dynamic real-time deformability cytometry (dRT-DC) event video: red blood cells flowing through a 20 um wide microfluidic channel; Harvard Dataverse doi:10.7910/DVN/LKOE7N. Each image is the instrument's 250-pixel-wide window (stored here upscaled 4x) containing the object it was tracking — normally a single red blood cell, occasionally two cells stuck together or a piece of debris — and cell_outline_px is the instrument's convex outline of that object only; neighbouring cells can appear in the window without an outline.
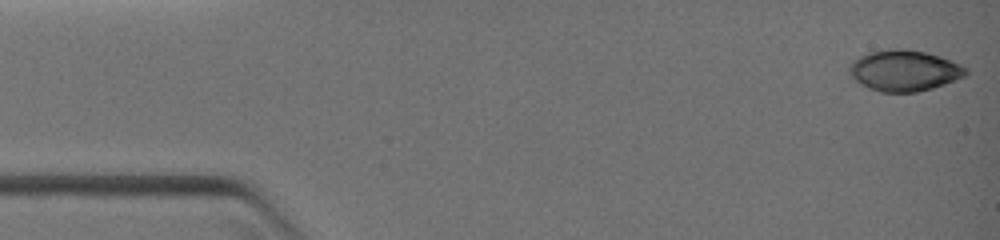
{"species": "common noctule bat (a hibernating species)", "species_latin": "Nyctalus noctula", "temperature_condition": "warm", "stored_images_in_passage": 36, "camera_frame_rate_fps": 3000, "um_per_image_px": 0.085, "animal": {"sex": "female", "body_mass_g": 19.0, "forearm_length_mm": 51.5}, "frame": {"image": 1, "passage_image": 1, "time_ms": 0.0, "image_size_px": [1000, 240], "cell_outline_px": [[968, 72], [964, 76], [944, 84], [932, 88], [916, 92], [880, 92], [868, 88], [856, 80], [848, 72], [848, 68], [852, 60], [860, 56], [872, 52], [924, 52], [948, 60], [968, 68]], "centroid_in_image_um": [76.84, 6.06], "position_along_channel_um": 8.2, "area_um2": 26.59}}
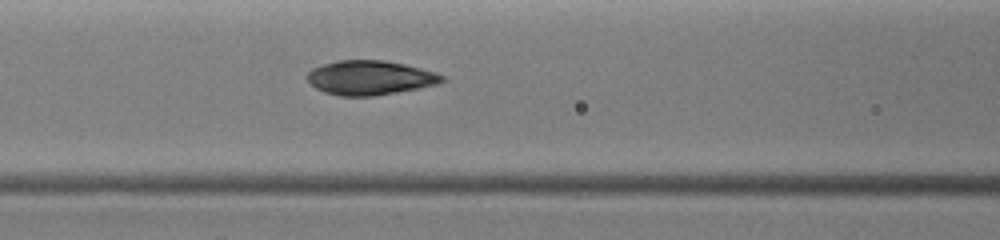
{"frame": {"image": 2, "passage_image": 15, "time_ms": 4.667, "image_size_px": [1000, 240], "cell_outline_px": [[448, 80], [436, 84], [416, 88], [372, 96], [340, 96], [324, 92], [316, 88], [304, 76], [312, 68], [336, 60], [384, 60], [404, 64], [436, 72], [444, 76]], "centroid_in_image_um": [31.43, 6.6], "position_along_channel_um": 135.2, "area_um2": 26.88}}
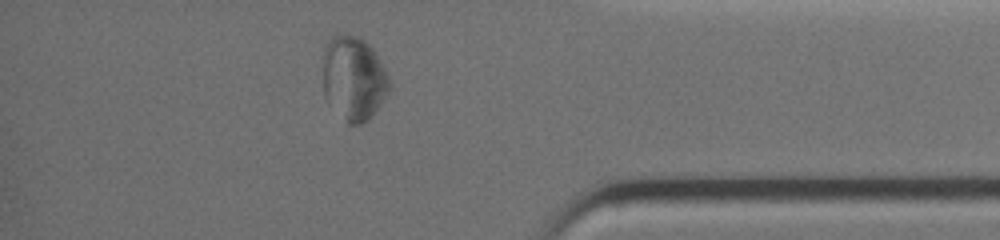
{"frame": {"image": 3, "passage_image": 31, "time_ms": 10.0, "image_size_px": [1000, 240], "cell_outline_px": [[392, 84], [388, 92], [372, 116], [368, 120], [360, 124], [348, 124], [324, 96], [320, 56], [328, 40], [336, 32], [356, 36], [364, 40], [372, 48], [388, 72], [392, 80]], "centroid_in_image_um": [30.03, 6.61], "position_along_channel_um": 405.2, "area_um2": 33.41}}